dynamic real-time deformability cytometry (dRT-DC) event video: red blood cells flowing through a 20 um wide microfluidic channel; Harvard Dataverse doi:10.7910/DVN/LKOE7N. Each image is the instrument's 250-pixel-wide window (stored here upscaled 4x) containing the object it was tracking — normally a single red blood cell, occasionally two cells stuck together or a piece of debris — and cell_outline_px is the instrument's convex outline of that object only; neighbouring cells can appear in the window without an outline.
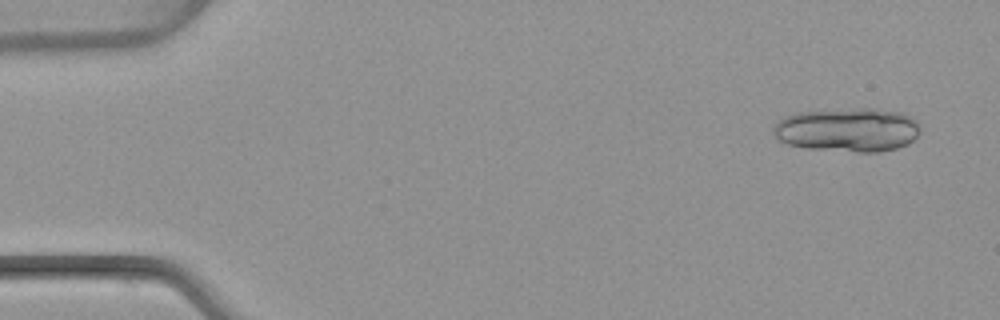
{"species": "common noctule bat (a hibernating species)", "species_latin": "Nyctalus noctula", "temperature_condition": "warm", "stored_images_in_passage": 25, "camera_frame_rate_fps": 3000, "um_per_image_px": 0.085, "animal": {"sex": "female", "body_mass_g": 22.7, "forearm_length_mm": 54.2}, "frame": {"image": 1, "passage_image": 3, "time_ms": 0.667, "image_size_px": [1000, 320], "cell_outline_px": [[920, 132], [908, 144], [896, 148], [880, 152], [860, 152], [808, 148], [788, 144], [780, 140], [772, 132], [772, 128], [776, 120], [784, 116], [796, 112], [860, 108], [872, 108], [900, 112], [916, 120], [920, 128]], "centroid_in_image_um": [72.03, 11.03], "position_along_channel_um": 13.0, "area_um2": 37.69}}